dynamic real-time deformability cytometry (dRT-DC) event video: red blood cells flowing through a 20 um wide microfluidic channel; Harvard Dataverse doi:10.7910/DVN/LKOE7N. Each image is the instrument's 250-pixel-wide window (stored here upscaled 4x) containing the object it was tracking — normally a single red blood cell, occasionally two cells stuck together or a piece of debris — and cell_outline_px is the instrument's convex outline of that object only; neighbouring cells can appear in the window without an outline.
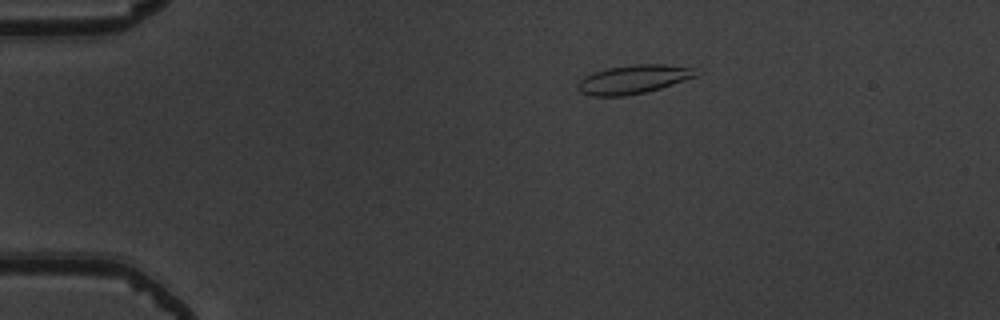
{"species": "common noctule bat (a hibernating species)", "species_latin": "Nyctalus noctula", "temperature_condition": "warm", "stored_images_in_passage": 44, "camera_frame_rate_fps": 3000, "um_per_image_px": 0.085, "animal": {"sex": "male", "body_mass_g": 19.5, "forearm_length_mm": 54.6}, "frame": {"image": 1, "passage_image": 1, "time_ms": 0.0, "image_size_px": [1000, 320], "cell_outline_px": [[696, 76], [660, 88], [644, 92], [624, 96], [592, 96], [580, 92], [576, 88], [576, 84], [584, 76], [592, 72], [608, 68], [632, 64], [664, 64], [692, 68]], "centroid_in_image_um": [53.73, 6.74], "position_along_channel_um": 31.3, "area_um2": 19.59}}
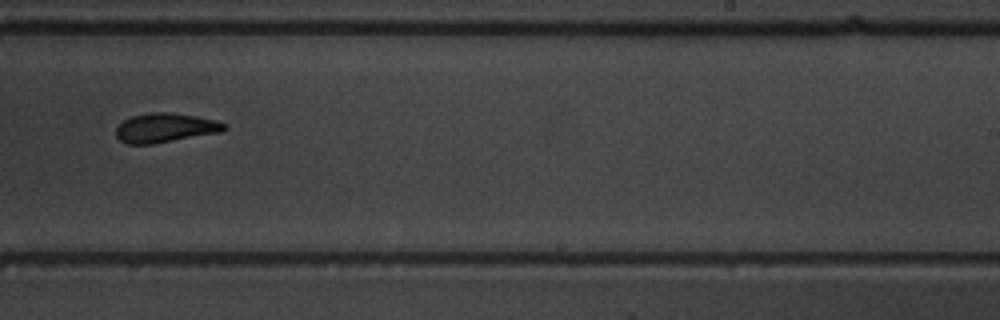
{"frame": {"image": 2, "passage_image": 25, "time_ms": 8.0, "image_size_px": [1000, 320], "cell_outline_px": [[228, 128], [220, 132], [152, 144], [128, 144], [120, 140], [116, 136], [116, 128], [124, 120], [132, 116], [152, 112], [164, 112], [192, 116], [216, 120], [224, 124]], "centroid_in_image_um": [14.01, 10.87], "position_along_channel_um": 275.0, "area_um2": 18.09}}
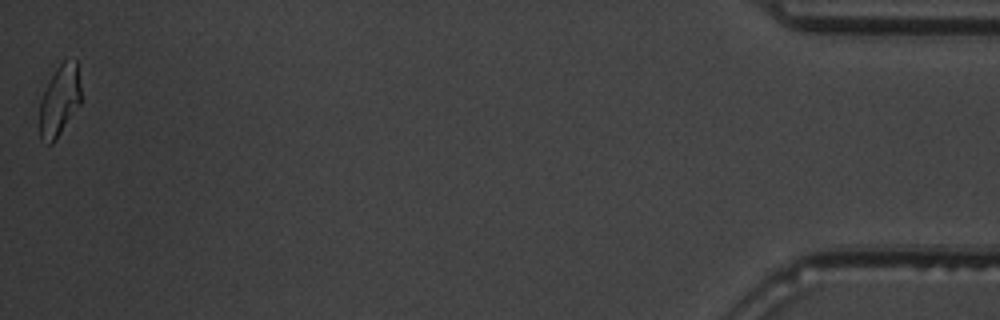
{"frame": {"image": 3, "passage_image": 44, "time_ms": 14.333, "image_size_px": [1000, 320], "cell_outline_px": [[80, 104], [56, 140], [52, 144], [48, 144], [40, 140], [40, 100], [56, 68], [64, 60], [76, 60], [80, 84]], "centroid_in_image_um": [5.06, 8.59], "position_along_channel_um": 430.1, "area_um2": 16.94}, "authors_computed_cell_mechanics": {"area_um2": 18.5538, "velocity_mm_per_s": 3.8319, "shape_relaxation_time_tau1_ms": 7.5323, "shape_relaxation_time_tau2_ms": 2.8626, "deformation_change_tau1": 0.195, "deformation_change_tau2": 0.0921}}